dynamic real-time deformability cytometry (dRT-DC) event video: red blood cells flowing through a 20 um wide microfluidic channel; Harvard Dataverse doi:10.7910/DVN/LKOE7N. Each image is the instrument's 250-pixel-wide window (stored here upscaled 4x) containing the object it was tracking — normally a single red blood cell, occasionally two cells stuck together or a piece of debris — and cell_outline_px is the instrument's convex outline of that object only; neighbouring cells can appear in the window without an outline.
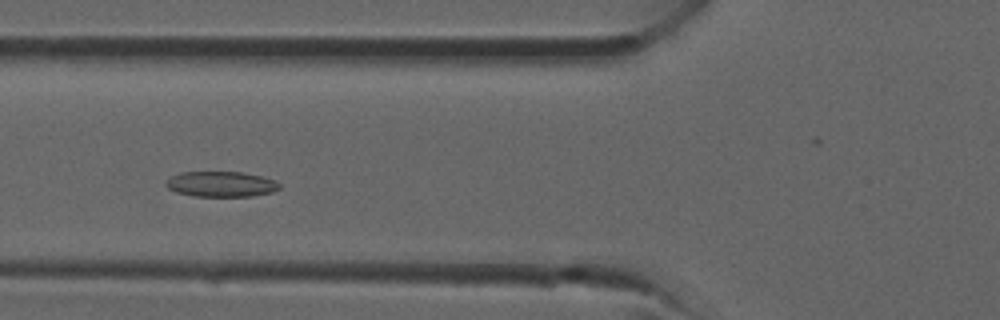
{"species": "common noctule bat (a hibernating species)", "species_latin": "Nyctalus noctula", "temperature_condition": "room temperature", "stored_images_in_passage": 35, "camera_frame_rate_fps": 3000, "um_per_image_px": 0.085, "animal": {"sex": "male", "forearm_length_mm": 52.5}, "frame": {"image": 1, "passage_image": 11, "time_ms": 3.333, "image_size_px": [1000, 320], "cell_outline_px": [[280, 188], [272, 192], [252, 196], [192, 196], [176, 192], [168, 188], [164, 184], [172, 176], [180, 172], [244, 172], [264, 176], [280, 184]], "centroid_in_image_um": [18.79, 15.65], "position_along_channel_um": 107.0, "area_um2": 16.82}}
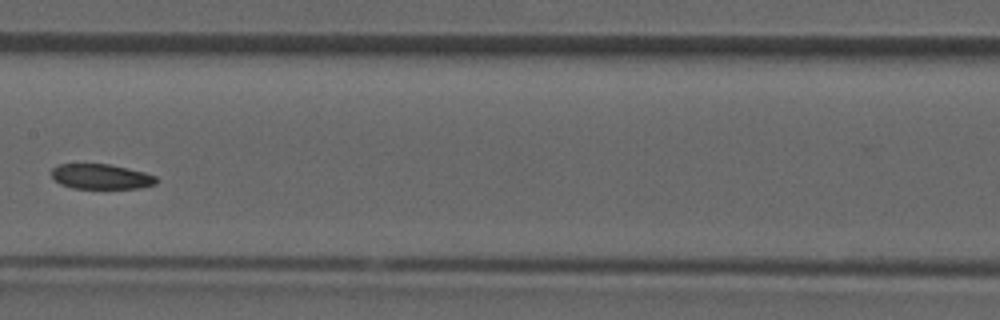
{"frame": {"image": 2, "passage_image": 16, "time_ms": 5.0, "image_size_px": [1000, 320], "cell_outline_px": [[156, 184], [140, 188], [72, 188], [60, 184], [52, 176], [52, 168], [60, 164], [108, 164], [128, 168], [144, 172], [156, 176]], "centroid_in_image_um": [8.6, 15.01], "position_along_channel_um": 198.8, "area_um2": 15.2}}
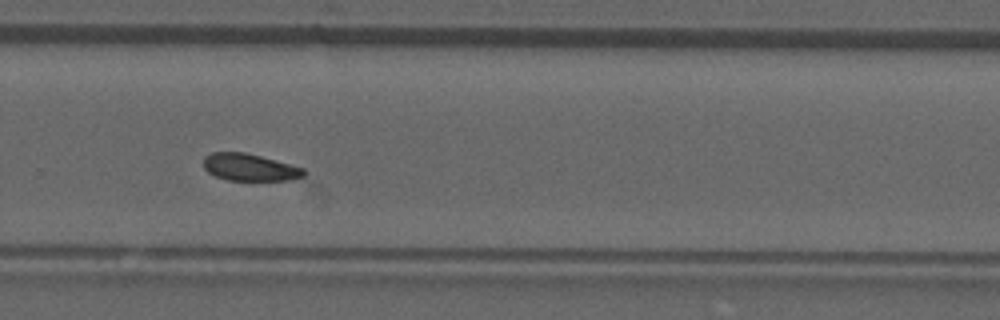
{"frame": {"image": 3, "passage_image": 22, "time_ms": 7.0, "image_size_px": [1000, 320], "cell_outline_px": [[308, 172], [304, 176], [292, 180], [228, 180], [216, 176], [208, 172], [204, 168], [204, 156], [212, 152], [244, 152], [260, 156], [304, 168]], "centroid_in_image_um": [21.24, 14.22], "position_along_channel_um": 308.6, "area_um2": 15.84}}